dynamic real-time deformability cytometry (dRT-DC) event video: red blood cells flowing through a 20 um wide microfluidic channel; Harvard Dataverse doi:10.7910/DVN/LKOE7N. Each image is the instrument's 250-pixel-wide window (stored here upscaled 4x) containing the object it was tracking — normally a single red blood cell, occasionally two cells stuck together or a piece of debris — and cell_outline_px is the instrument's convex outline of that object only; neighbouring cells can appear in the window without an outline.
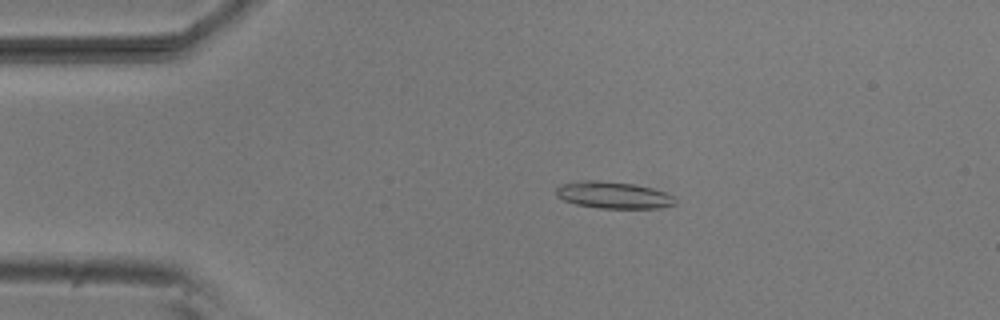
{"species": "common noctule bat (a hibernating species)", "species_latin": "Nyctalus noctula", "temperature_condition": "room temperature", "stored_images_in_passage": 16, "camera_frame_rate_fps": 3000, "um_per_image_px": 0.085, "animal": {"sex": "male", "body_mass_g": 20.5, "forearm_length_mm": 52.5}, "frame": {"image": 1, "passage_image": 11, "time_ms": 3.333, "image_size_px": [1000, 320], "cell_outline_px": [[676, 204], [660, 208], [600, 208], [576, 204], [564, 200], [556, 196], [556, 188], [560, 184], [580, 180], [600, 180], [632, 184], [652, 188], [664, 192], [672, 196], [676, 200]], "centroid_in_image_um": [52.11, 16.58], "position_along_channel_um": 32.9, "area_um2": 18.61}}